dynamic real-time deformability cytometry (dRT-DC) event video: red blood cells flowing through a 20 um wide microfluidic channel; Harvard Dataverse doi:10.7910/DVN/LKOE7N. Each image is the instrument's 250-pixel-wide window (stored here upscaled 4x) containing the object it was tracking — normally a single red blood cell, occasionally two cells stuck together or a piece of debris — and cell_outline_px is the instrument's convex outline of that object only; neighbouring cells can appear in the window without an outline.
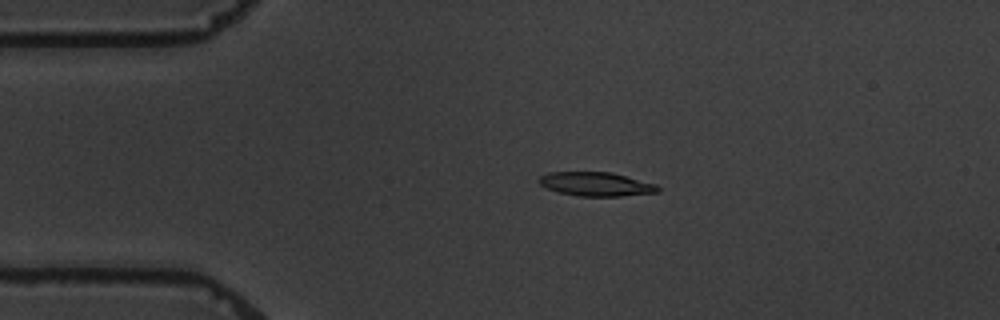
{"species": "common noctule bat (a hibernating species)", "species_latin": "Nyctalus noctula", "temperature_condition": "warm", "stored_images_in_passage": 15, "camera_frame_rate_fps": 3000, "um_per_image_px": 0.085, "animal": {"sex": "male", "body_mass_g": 19.5, "forearm_length_mm": 54.6}, "frame": {"image": 1, "passage_image": 4, "time_ms": 3.333, "image_size_px": [1000, 320], "cell_outline_px": [[660, 192], [620, 196], [576, 196], [556, 192], [540, 184], [540, 176], [548, 172], [612, 172], [656, 184], [660, 188]], "centroid_in_image_um": [50.68, 15.65], "position_along_channel_um": 34.3, "area_um2": 16.59}}
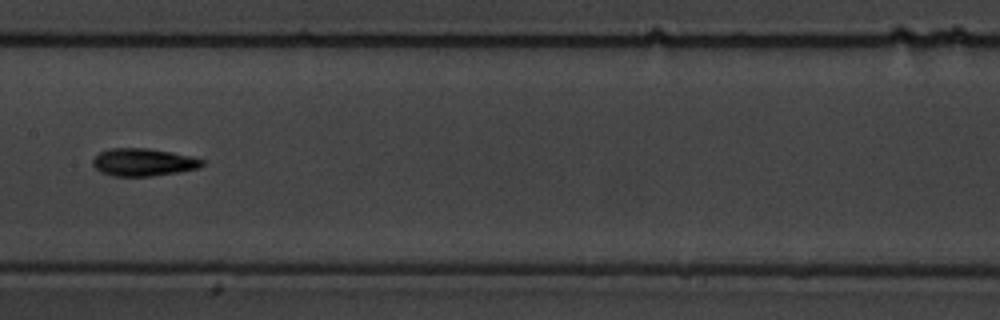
{"frame": {"image": 2, "passage_image": 8, "time_ms": 9.0, "image_size_px": [1000, 320], "cell_outline_px": [[204, 164], [196, 168], [180, 172], [152, 176], [112, 176], [100, 172], [92, 164], [92, 160], [100, 152], [108, 148], [148, 148], [172, 152], [192, 156], [204, 160]], "centroid_in_image_um": [12.17, 13.78], "position_along_channel_um": 195.2, "area_um2": 17.69}}
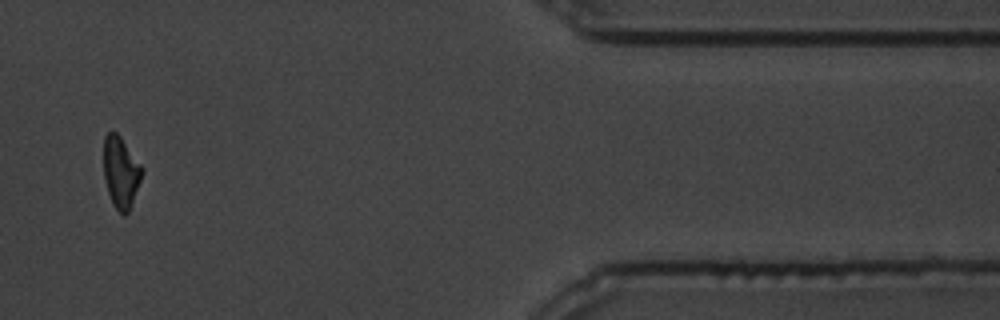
{"frame": {"image": 3, "passage_image": 14, "time_ms": 16.333, "image_size_px": [1000, 320], "cell_outline_px": [[144, 172], [128, 212], [124, 216], [112, 204], [108, 192], [104, 176], [104, 136], [108, 132], [116, 132], [120, 136], [144, 168]], "centroid_in_image_um": [10.28, 14.63], "position_along_channel_um": 401.1, "area_um2": 15.9}, "authors_computed_cell_mechanics": {"area_um2": 16.5886, "velocity_mm_per_s": 3.4256, "shape_relaxation_time_tau1_ms": 3.4009, "shape_relaxation_time_tau2_ms": 1.321, "deformation_change_tau1": 0.125, "deformation_change_tau2": 0.0558}}